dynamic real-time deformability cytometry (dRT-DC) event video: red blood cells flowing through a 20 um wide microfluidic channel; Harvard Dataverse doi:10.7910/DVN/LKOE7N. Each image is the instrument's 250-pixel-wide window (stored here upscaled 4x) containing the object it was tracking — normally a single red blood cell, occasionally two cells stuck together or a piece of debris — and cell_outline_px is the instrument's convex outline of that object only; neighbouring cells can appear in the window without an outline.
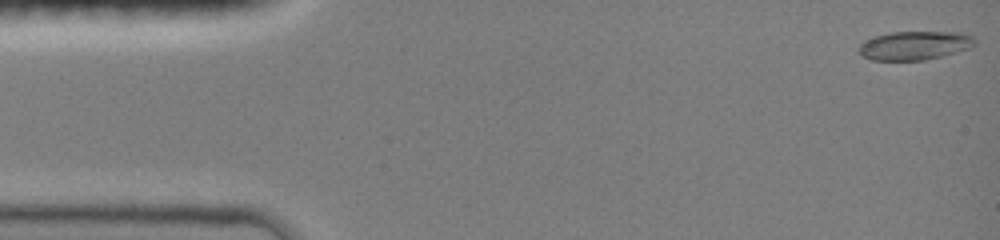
{"species": "common noctule bat (a hibernating species)", "species_latin": "Nyctalus noctula", "temperature_condition": "room temperature", "stored_images_in_passage": 46, "camera_frame_rate_fps": 3000, "um_per_image_px": 0.085, "animal": {"sex": "female", "body_mass_g": 19.0, "forearm_length_mm": 51.5}, "frame": {"image": 1, "passage_image": 1, "time_ms": 0.0, "image_size_px": [1000, 240], "cell_outline_px": [[976, 44], [972, 48], [924, 60], [872, 60], [864, 56], [856, 48], [860, 44], [876, 36], [892, 32], [960, 32], [972, 36], [976, 40]], "centroid_in_image_um": [77.79, 3.86], "position_along_channel_um": 7.2, "area_um2": 19.31}}
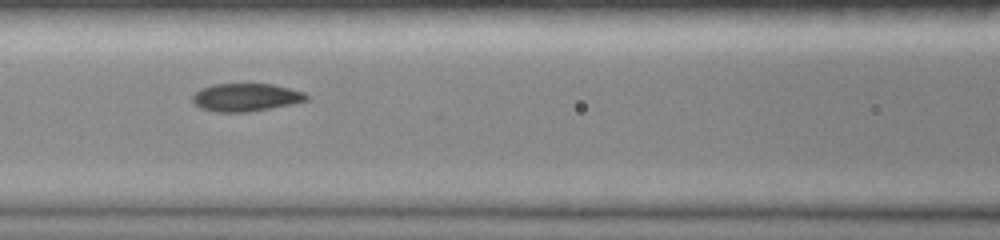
{"frame": {"image": 2, "passage_image": 20, "time_ms": 6.333, "image_size_px": [1000, 240], "cell_outline_px": [[308, 100], [292, 104], [248, 112], [216, 112], [200, 108], [192, 100], [192, 96], [200, 88], [212, 84], [272, 84], [304, 92], [308, 96]], "centroid_in_image_um": [20.88, 8.27], "position_along_channel_um": 145.7, "area_um2": 18.5}}
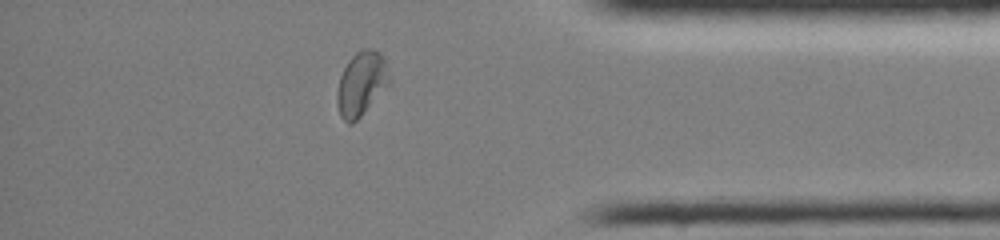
{"frame": {"image": 3, "passage_image": 40, "time_ms": 13.0, "image_size_px": [1000, 240], "cell_outline_px": [[392, 80], [360, 116], [352, 124], [348, 124], [340, 116], [336, 100], [336, 92], [340, 76], [348, 60], [356, 52], [364, 48], [372, 48], [380, 52], [384, 56]], "centroid_in_image_um": [30.72, 7.07], "position_along_channel_um": 404.5, "area_um2": 19.59}, "authors_computed_cell_mechanics": {"area_um2": 19.0451, "velocity_mm_per_s": 4.0592, "shape_relaxation_time_tau1_ms": 8.8226, "shape_relaxation_time_tau2_ms": 1.3233, "deformation_change_tau1": 0.2507, "deformation_change_tau2": 0.0376}}